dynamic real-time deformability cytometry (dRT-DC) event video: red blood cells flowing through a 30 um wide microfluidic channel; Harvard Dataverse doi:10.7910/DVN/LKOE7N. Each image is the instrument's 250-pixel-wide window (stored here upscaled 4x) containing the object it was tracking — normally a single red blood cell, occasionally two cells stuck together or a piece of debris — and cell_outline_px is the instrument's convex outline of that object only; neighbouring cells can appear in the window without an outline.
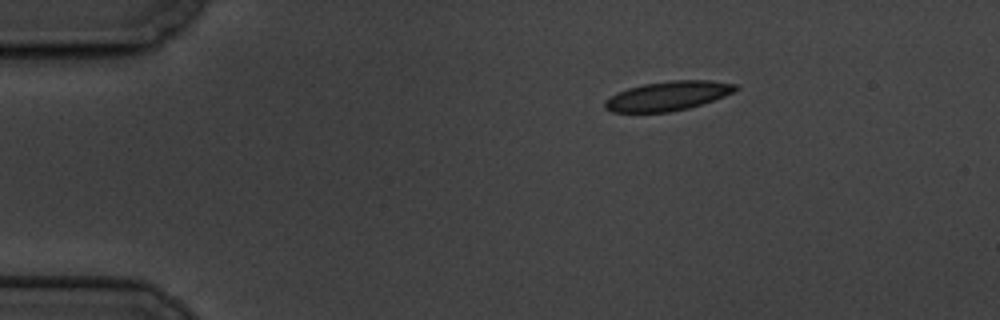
{"species": "common noctule bat (a hibernating species)", "species_latin": "Nyctalus noctula", "temperature_condition": "cold", "stored_images_in_passage": 4, "camera_frame_rate_fps": 3000, "um_per_image_px": 0.085, "animal": {"sex": "male", "body_mass_g": 19.5, "forearm_length_mm": 54.6}, "frame": {"image": 1, "passage_image": 1, "time_ms": 0.0, "image_size_px": [1000, 320], "cell_outline_px": [[740, 88], [724, 96], [688, 108], [668, 112], [612, 112], [604, 108], [604, 100], [616, 92], [628, 88], [644, 84], [672, 80], [712, 80], [736, 84]], "centroid_in_image_um": [56.74, 8.14], "position_along_channel_um": 28.3, "area_um2": 22.25}}
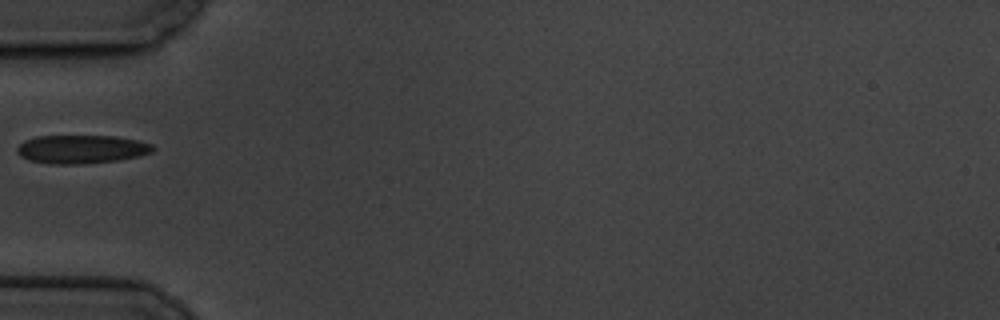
{"frame": {"image": 2, "passage_image": 4, "time_ms": 3.333, "image_size_px": [1000, 320], "cell_outline_px": [[156, 148], [152, 152], [120, 160], [84, 164], [48, 164], [28, 160], [20, 156], [16, 152], [16, 148], [24, 140], [36, 136], [116, 136], [136, 140], [152, 144]], "centroid_in_image_um": [6.89, 12.69], "position_along_channel_um": 78.1, "area_um2": 22.72}}